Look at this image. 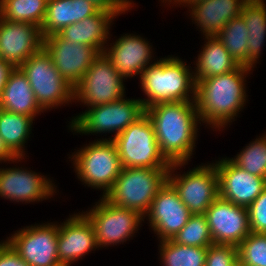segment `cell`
<instances>
[{"instance_id": "1", "label": "cell", "mask_w": 266, "mask_h": 266, "mask_svg": "<svg viewBox=\"0 0 266 266\" xmlns=\"http://www.w3.org/2000/svg\"><path fill=\"white\" fill-rule=\"evenodd\" d=\"M252 70L240 65L222 75L195 79V104L202 124L220 131L235 121L246 104L245 82Z\"/></svg>"}, {"instance_id": "2", "label": "cell", "mask_w": 266, "mask_h": 266, "mask_svg": "<svg viewBox=\"0 0 266 266\" xmlns=\"http://www.w3.org/2000/svg\"><path fill=\"white\" fill-rule=\"evenodd\" d=\"M159 149L170 163H188L194 155L201 124L195 101L158 103L145 109Z\"/></svg>"}, {"instance_id": "3", "label": "cell", "mask_w": 266, "mask_h": 266, "mask_svg": "<svg viewBox=\"0 0 266 266\" xmlns=\"http://www.w3.org/2000/svg\"><path fill=\"white\" fill-rule=\"evenodd\" d=\"M156 60L140 76V88L146 98L139 99L144 108L158 103L195 101L196 82L187 61L173 55Z\"/></svg>"}, {"instance_id": "4", "label": "cell", "mask_w": 266, "mask_h": 266, "mask_svg": "<svg viewBox=\"0 0 266 266\" xmlns=\"http://www.w3.org/2000/svg\"><path fill=\"white\" fill-rule=\"evenodd\" d=\"M68 158L71 159L79 181L87 187L103 190L102 197L112 189L122 169L113 140L99 138L82 146Z\"/></svg>"}, {"instance_id": "5", "label": "cell", "mask_w": 266, "mask_h": 266, "mask_svg": "<svg viewBox=\"0 0 266 266\" xmlns=\"http://www.w3.org/2000/svg\"><path fill=\"white\" fill-rule=\"evenodd\" d=\"M145 114L143 103L138 98H122L107 104L96 105L72 117L69 130L78 134L96 135L113 132V136L102 140H113L130 124ZM91 133V134H90Z\"/></svg>"}, {"instance_id": "6", "label": "cell", "mask_w": 266, "mask_h": 266, "mask_svg": "<svg viewBox=\"0 0 266 266\" xmlns=\"http://www.w3.org/2000/svg\"><path fill=\"white\" fill-rule=\"evenodd\" d=\"M168 172L169 169L122 168L105 198L116 206L139 211L144 216L168 181Z\"/></svg>"}, {"instance_id": "7", "label": "cell", "mask_w": 266, "mask_h": 266, "mask_svg": "<svg viewBox=\"0 0 266 266\" xmlns=\"http://www.w3.org/2000/svg\"><path fill=\"white\" fill-rule=\"evenodd\" d=\"M43 111L74 103V87L58 72L48 52L42 48L20 67Z\"/></svg>"}, {"instance_id": "8", "label": "cell", "mask_w": 266, "mask_h": 266, "mask_svg": "<svg viewBox=\"0 0 266 266\" xmlns=\"http://www.w3.org/2000/svg\"><path fill=\"white\" fill-rule=\"evenodd\" d=\"M113 141L122 168L169 169L171 165L159 149L154 126L146 113Z\"/></svg>"}, {"instance_id": "9", "label": "cell", "mask_w": 266, "mask_h": 266, "mask_svg": "<svg viewBox=\"0 0 266 266\" xmlns=\"http://www.w3.org/2000/svg\"><path fill=\"white\" fill-rule=\"evenodd\" d=\"M187 164H171L168 172V182L177 191L181 201L191 214H205L210 205L219 196L218 175L215 164L214 162L201 163V165H197L183 174L175 171Z\"/></svg>"}, {"instance_id": "10", "label": "cell", "mask_w": 266, "mask_h": 266, "mask_svg": "<svg viewBox=\"0 0 266 266\" xmlns=\"http://www.w3.org/2000/svg\"><path fill=\"white\" fill-rule=\"evenodd\" d=\"M100 198L89 211L82 210L94 227L99 249L129 241L141 227L144 216L139 211L116 206L105 197Z\"/></svg>"}, {"instance_id": "11", "label": "cell", "mask_w": 266, "mask_h": 266, "mask_svg": "<svg viewBox=\"0 0 266 266\" xmlns=\"http://www.w3.org/2000/svg\"><path fill=\"white\" fill-rule=\"evenodd\" d=\"M125 79L101 53L74 87V102L87 108L120 100L126 96Z\"/></svg>"}, {"instance_id": "12", "label": "cell", "mask_w": 266, "mask_h": 266, "mask_svg": "<svg viewBox=\"0 0 266 266\" xmlns=\"http://www.w3.org/2000/svg\"><path fill=\"white\" fill-rule=\"evenodd\" d=\"M6 241L30 266H61L57 254L58 222L25 226Z\"/></svg>"}, {"instance_id": "13", "label": "cell", "mask_w": 266, "mask_h": 266, "mask_svg": "<svg viewBox=\"0 0 266 266\" xmlns=\"http://www.w3.org/2000/svg\"><path fill=\"white\" fill-rule=\"evenodd\" d=\"M40 174L19 166L0 168V197L26 204L54 197L57 186L49 177Z\"/></svg>"}, {"instance_id": "14", "label": "cell", "mask_w": 266, "mask_h": 266, "mask_svg": "<svg viewBox=\"0 0 266 266\" xmlns=\"http://www.w3.org/2000/svg\"><path fill=\"white\" fill-rule=\"evenodd\" d=\"M205 216L214 244L238 247L251 233L248 209L220 196L210 205Z\"/></svg>"}, {"instance_id": "15", "label": "cell", "mask_w": 266, "mask_h": 266, "mask_svg": "<svg viewBox=\"0 0 266 266\" xmlns=\"http://www.w3.org/2000/svg\"><path fill=\"white\" fill-rule=\"evenodd\" d=\"M43 48L50 55L60 75L72 87L82 80L90 65L100 55L94 47L71 43L58 34L44 37Z\"/></svg>"}, {"instance_id": "16", "label": "cell", "mask_w": 266, "mask_h": 266, "mask_svg": "<svg viewBox=\"0 0 266 266\" xmlns=\"http://www.w3.org/2000/svg\"><path fill=\"white\" fill-rule=\"evenodd\" d=\"M191 213L181 201L177 191L167 181L153 199L144 215L158 241L172 240L186 225Z\"/></svg>"}, {"instance_id": "17", "label": "cell", "mask_w": 266, "mask_h": 266, "mask_svg": "<svg viewBox=\"0 0 266 266\" xmlns=\"http://www.w3.org/2000/svg\"><path fill=\"white\" fill-rule=\"evenodd\" d=\"M219 196L235 205L248 208L266 189V179L241 169L229 157L215 161Z\"/></svg>"}, {"instance_id": "18", "label": "cell", "mask_w": 266, "mask_h": 266, "mask_svg": "<svg viewBox=\"0 0 266 266\" xmlns=\"http://www.w3.org/2000/svg\"><path fill=\"white\" fill-rule=\"evenodd\" d=\"M41 28L35 24L5 21L0 17V59L14 68L43 48Z\"/></svg>"}, {"instance_id": "19", "label": "cell", "mask_w": 266, "mask_h": 266, "mask_svg": "<svg viewBox=\"0 0 266 266\" xmlns=\"http://www.w3.org/2000/svg\"><path fill=\"white\" fill-rule=\"evenodd\" d=\"M95 249L99 247L94 227L82 212H74L58 223L57 254L61 266H72Z\"/></svg>"}, {"instance_id": "20", "label": "cell", "mask_w": 266, "mask_h": 266, "mask_svg": "<svg viewBox=\"0 0 266 266\" xmlns=\"http://www.w3.org/2000/svg\"><path fill=\"white\" fill-rule=\"evenodd\" d=\"M150 44L140 35L127 33L114 43H107L103 54L125 80L137 75L140 78L143 70L156 62L152 61L154 51Z\"/></svg>"}, {"instance_id": "21", "label": "cell", "mask_w": 266, "mask_h": 266, "mask_svg": "<svg viewBox=\"0 0 266 266\" xmlns=\"http://www.w3.org/2000/svg\"><path fill=\"white\" fill-rule=\"evenodd\" d=\"M247 0H199L188 5L189 16L203 37H216L226 24L240 16Z\"/></svg>"}, {"instance_id": "22", "label": "cell", "mask_w": 266, "mask_h": 266, "mask_svg": "<svg viewBox=\"0 0 266 266\" xmlns=\"http://www.w3.org/2000/svg\"><path fill=\"white\" fill-rule=\"evenodd\" d=\"M116 16L109 11L99 10L95 15L70 24L57 34L71 43H82L94 47L100 54L110 42V29ZM109 41V42H108Z\"/></svg>"}, {"instance_id": "23", "label": "cell", "mask_w": 266, "mask_h": 266, "mask_svg": "<svg viewBox=\"0 0 266 266\" xmlns=\"http://www.w3.org/2000/svg\"><path fill=\"white\" fill-rule=\"evenodd\" d=\"M99 10L96 5L85 0H48L41 26L42 35L57 34L68 25L95 15Z\"/></svg>"}, {"instance_id": "24", "label": "cell", "mask_w": 266, "mask_h": 266, "mask_svg": "<svg viewBox=\"0 0 266 266\" xmlns=\"http://www.w3.org/2000/svg\"><path fill=\"white\" fill-rule=\"evenodd\" d=\"M0 108L16 114L28 115L35 120L44 111L37 104L26 75L19 67L14 68L7 79L0 98Z\"/></svg>"}, {"instance_id": "25", "label": "cell", "mask_w": 266, "mask_h": 266, "mask_svg": "<svg viewBox=\"0 0 266 266\" xmlns=\"http://www.w3.org/2000/svg\"><path fill=\"white\" fill-rule=\"evenodd\" d=\"M248 33L247 67L253 69L259 63L266 41V4L264 0H247L240 12Z\"/></svg>"}, {"instance_id": "26", "label": "cell", "mask_w": 266, "mask_h": 266, "mask_svg": "<svg viewBox=\"0 0 266 266\" xmlns=\"http://www.w3.org/2000/svg\"><path fill=\"white\" fill-rule=\"evenodd\" d=\"M204 46L197 55L193 69L194 79L222 75L236 70L240 65L225 49L224 45L216 37H205Z\"/></svg>"}, {"instance_id": "27", "label": "cell", "mask_w": 266, "mask_h": 266, "mask_svg": "<svg viewBox=\"0 0 266 266\" xmlns=\"http://www.w3.org/2000/svg\"><path fill=\"white\" fill-rule=\"evenodd\" d=\"M33 120L28 115L16 114L0 108V136L17 157H26L24 147L32 133Z\"/></svg>"}, {"instance_id": "28", "label": "cell", "mask_w": 266, "mask_h": 266, "mask_svg": "<svg viewBox=\"0 0 266 266\" xmlns=\"http://www.w3.org/2000/svg\"><path fill=\"white\" fill-rule=\"evenodd\" d=\"M48 0H0V17L5 21L31 23L41 28Z\"/></svg>"}, {"instance_id": "29", "label": "cell", "mask_w": 266, "mask_h": 266, "mask_svg": "<svg viewBox=\"0 0 266 266\" xmlns=\"http://www.w3.org/2000/svg\"><path fill=\"white\" fill-rule=\"evenodd\" d=\"M207 248L181 245L172 240L159 241L158 245L162 266H205Z\"/></svg>"}, {"instance_id": "30", "label": "cell", "mask_w": 266, "mask_h": 266, "mask_svg": "<svg viewBox=\"0 0 266 266\" xmlns=\"http://www.w3.org/2000/svg\"><path fill=\"white\" fill-rule=\"evenodd\" d=\"M248 29L241 16L229 21L216 38L230 56L241 66L247 67Z\"/></svg>"}, {"instance_id": "31", "label": "cell", "mask_w": 266, "mask_h": 266, "mask_svg": "<svg viewBox=\"0 0 266 266\" xmlns=\"http://www.w3.org/2000/svg\"><path fill=\"white\" fill-rule=\"evenodd\" d=\"M266 133V132H265ZM257 137L243 147L234 158H229L235 165L250 174L266 179V134Z\"/></svg>"}, {"instance_id": "32", "label": "cell", "mask_w": 266, "mask_h": 266, "mask_svg": "<svg viewBox=\"0 0 266 266\" xmlns=\"http://www.w3.org/2000/svg\"><path fill=\"white\" fill-rule=\"evenodd\" d=\"M172 241L191 247H208L214 244L205 214H191L186 225Z\"/></svg>"}, {"instance_id": "33", "label": "cell", "mask_w": 266, "mask_h": 266, "mask_svg": "<svg viewBox=\"0 0 266 266\" xmlns=\"http://www.w3.org/2000/svg\"><path fill=\"white\" fill-rule=\"evenodd\" d=\"M237 249L238 266H266V234L251 232Z\"/></svg>"}, {"instance_id": "34", "label": "cell", "mask_w": 266, "mask_h": 266, "mask_svg": "<svg viewBox=\"0 0 266 266\" xmlns=\"http://www.w3.org/2000/svg\"><path fill=\"white\" fill-rule=\"evenodd\" d=\"M205 266H238L237 247L224 244L208 246Z\"/></svg>"}, {"instance_id": "35", "label": "cell", "mask_w": 266, "mask_h": 266, "mask_svg": "<svg viewBox=\"0 0 266 266\" xmlns=\"http://www.w3.org/2000/svg\"><path fill=\"white\" fill-rule=\"evenodd\" d=\"M250 232L266 234V189L249 205Z\"/></svg>"}, {"instance_id": "36", "label": "cell", "mask_w": 266, "mask_h": 266, "mask_svg": "<svg viewBox=\"0 0 266 266\" xmlns=\"http://www.w3.org/2000/svg\"><path fill=\"white\" fill-rule=\"evenodd\" d=\"M0 266H30L20 255L3 240L0 242Z\"/></svg>"}, {"instance_id": "37", "label": "cell", "mask_w": 266, "mask_h": 266, "mask_svg": "<svg viewBox=\"0 0 266 266\" xmlns=\"http://www.w3.org/2000/svg\"><path fill=\"white\" fill-rule=\"evenodd\" d=\"M96 5L100 10L112 12L116 17L132 9L125 0H85Z\"/></svg>"}, {"instance_id": "38", "label": "cell", "mask_w": 266, "mask_h": 266, "mask_svg": "<svg viewBox=\"0 0 266 266\" xmlns=\"http://www.w3.org/2000/svg\"><path fill=\"white\" fill-rule=\"evenodd\" d=\"M24 157H17L5 144L4 140L0 136V163H18L22 162ZM22 160V161H21Z\"/></svg>"}, {"instance_id": "39", "label": "cell", "mask_w": 266, "mask_h": 266, "mask_svg": "<svg viewBox=\"0 0 266 266\" xmlns=\"http://www.w3.org/2000/svg\"><path fill=\"white\" fill-rule=\"evenodd\" d=\"M13 69L14 67L10 63L0 60V98L2 96L8 76Z\"/></svg>"}, {"instance_id": "40", "label": "cell", "mask_w": 266, "mask_h": 266, "mask_svg": "<svg viewBox=\"0 0 266 266\" xmlns=\"http://www.w3.org/2000/svg\"><path fill=\"white\" fill-rule=\"evenodd\" d=\"M196 1H199V0H171L168 4L172 5V8L173 6L176 4V7L179 5H182L181 7L185 6L187 7L189 4L193 3V2H196Z\"/></svg>"}, {"instance_id": "41", "label": "cell", "mask_w": 266, "mask_h": 266, "mask_svg": "<svg viewBox=\"0 0 266 266\" xmlns=\"http://www.w3.org/2000/svg\"><path fill=\"white\" fill-rule=\"evenodd\" d=\"M131 7H134V2L133 0H125ZM133 4V5H132Z\"/></svg>"}]
</instances>
